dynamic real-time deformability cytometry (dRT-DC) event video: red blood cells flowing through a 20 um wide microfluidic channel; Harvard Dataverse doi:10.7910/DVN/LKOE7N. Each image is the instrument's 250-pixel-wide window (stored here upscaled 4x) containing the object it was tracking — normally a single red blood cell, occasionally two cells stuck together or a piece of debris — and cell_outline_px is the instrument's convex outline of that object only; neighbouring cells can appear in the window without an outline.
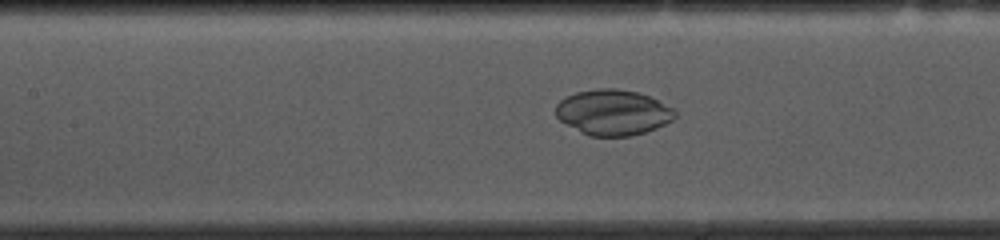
{"species": "common noctule bat (a hibernating species)", "species_latin": "Nyctalus noctula", "temperature_condition": "cold", "stored_images_in_passage": 54, "camera_frame_rate_fps": 3000, "um_per_image_px": 0.085, "animal": {"sex": "female", "body_mass_g": 10.0, "forearm_length_mm": 53.1}, "frame": {"image": 1, "passage_image": 23, "time_ms": 7.333, "image_size_px": [1000, 240], "cell_outline_px": [[676, 116], [672, 120], [656, 128], [644, 132], [628, 136], [588, 136], [560, 120], [556, 116], [556, 104], [564, 96], [576, 92], [596, 88], [616, 88], [636, 92], [648, 96], [672, 108], [676, 112]], "centroid_in_image_um": [52.07, 9.54], "position_along_channel_um": 155.3, "area_um2": 31.44}}
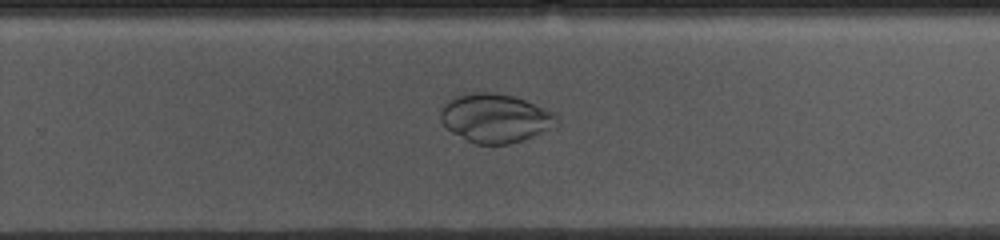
{"frame": {"image": 2, "passage_image": 34, "time_ms": 11.0, "image_size_px": [1000, 240], "cell_outline_px": [[556, 124], [532, 136], [508, 144], [476, 144], [452, 132], [440, 120], [440, 112], [444, 104], [448, 100], [456, 96], [468, 92], [492, 92], [512, 96], [524, 100], [556, 112]], "centroid_in_image_um": [42.06, 10.02], "position_along_channel_um": 287.7, "area_um2": 32.54}}
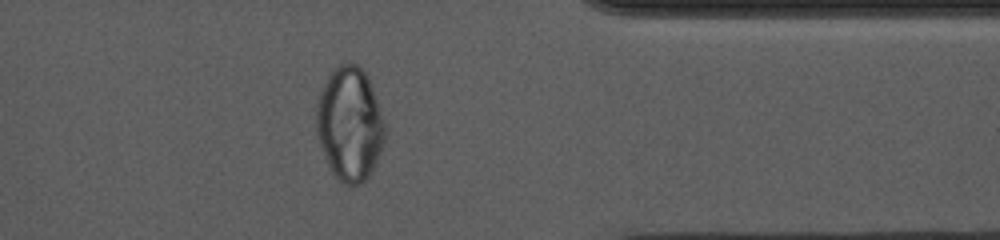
{"frame": {"image": 3, "passage_image": 43, "time_ms": 14.0, "image_size_px": [1000, 240], "cell_outline_px": [[384, 144], [372, 172], [360, 184], [348, 184], [340, 180], [332, 172], [324, 156], [316, 132], [316, 100], [332, 68], [340, 64], [356, 64], [368, 76], [384, 120]], "centroid_in_image_um": [29.71, 10.53], "position_along_channel_um": 381.7, "area_um2": 45.26}}